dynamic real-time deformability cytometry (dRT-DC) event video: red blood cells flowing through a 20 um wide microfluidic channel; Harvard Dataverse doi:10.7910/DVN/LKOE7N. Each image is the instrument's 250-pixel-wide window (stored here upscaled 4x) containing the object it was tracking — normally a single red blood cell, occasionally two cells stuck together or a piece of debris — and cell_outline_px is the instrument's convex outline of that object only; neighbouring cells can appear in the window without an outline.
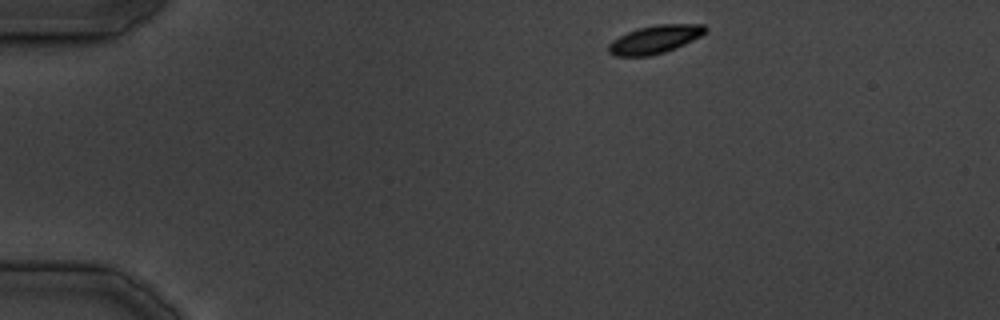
{"species": "common noctule bat (a hibernating species)", "species_latin": "Nyctalus noctula", "temperature_condition": "cold", "stored_images_in_passage": 33, "camera_frame_rate_fps": 3000, "um_per_image_px": 0.085, "animal": {"sex": "male", "body_mass_g": 19.5, "forearm_length_mm": 54.6}, "frame": {"image": 1, "passage_image": 1, "time_ms": 0.0, "image_size_px": [1000, 320], "cell_outline_px": [[708, 28], [700, 36], [684, 44], [664, 52], [648, 56], [616, 56], [608, 52], [608, 44], [612, 40], [636, 28], [656, 24], [704, 24]], "centroid_in_image_um": [55.64, 3.34], "position_along_channel_um": 29.4, "area_um2": 15.78}}
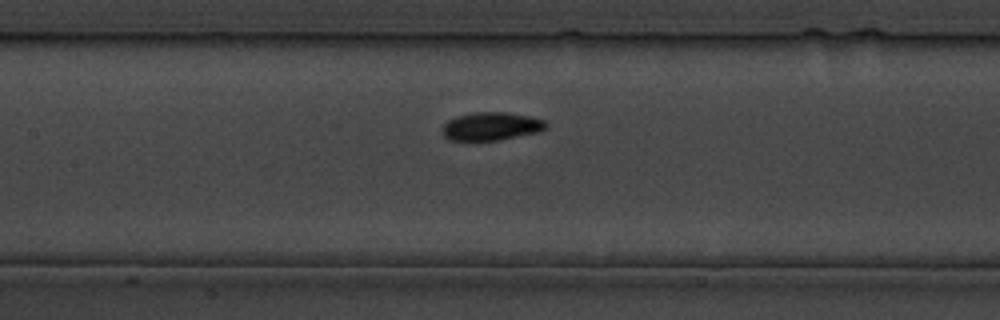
{"frame": {"image": 2, "passage_image": 14, "time_ms": 14.333, "image_size_px": [1000, 320], "cell_outline_px": [[548, 124], [540, 132], [500, 140], [448, 140], [444, 136], [444, 124], [448, 120], [456, 116], [476, 112], [504, 112], [528, 116], [544, 120]], "centroid_in_image_um": [41.77, 10.74], "position_along_channel_um": 165.6, "area_um2": 16.88}}
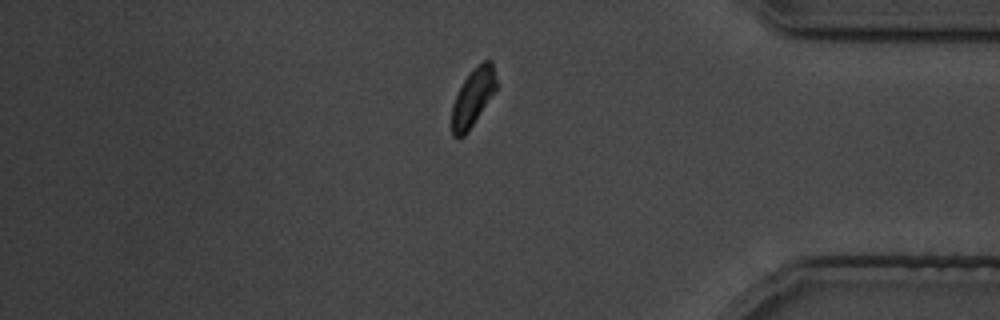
{"frame": {"image": 3, "passage_image": 29, "time_ms": 31.667, "image_size_px": [1000, 320], "cell_outline_px": [[500, 84], [464, 136], [452, 136], [452, 104], [464, 80], [484, 60], [492, 60]], "centroid_in_image_um": [40.25, 8.24], "position_along_channel_um": 394.9, "area_um2": 14.68}}